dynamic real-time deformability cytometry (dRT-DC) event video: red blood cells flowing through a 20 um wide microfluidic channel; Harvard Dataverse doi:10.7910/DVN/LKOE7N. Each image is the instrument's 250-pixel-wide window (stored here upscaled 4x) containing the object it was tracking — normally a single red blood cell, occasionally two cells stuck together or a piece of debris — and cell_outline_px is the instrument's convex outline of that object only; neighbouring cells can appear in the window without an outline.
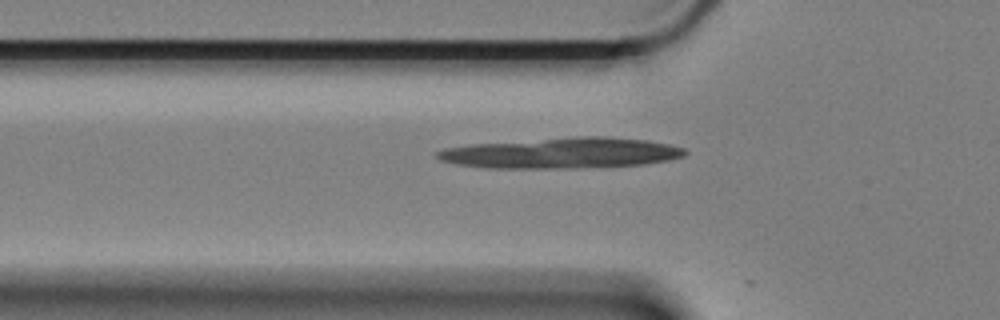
{"species": "Egyptian fruit bat (a non-hibernating species)", "species_latin": "Rousettus aegyptiacus", "temperature_condition": "cold", "stored_images_in_passage": 39, "camera_frame_rate_fps": 3000, "um_per_image_px": 0.085, "animal": {"sex": "female"}, "frame": {"image": 1, "passage_image": 5, "time_ms": 1.333, "image_size_px": [1000, 320], "cell_outline_px": [[684, 152], [676, 156], [656, 160], [624, 164], [476, 164], [452, 160], [444, 156], [444, 152], [464, 148], [564, 140], [628, 140], [656, 144], [672, 148]], "centroid_in_image_um": [48.02, 13.0], "position_along_channel_um": 77.8, "area_um2": 32.71}}
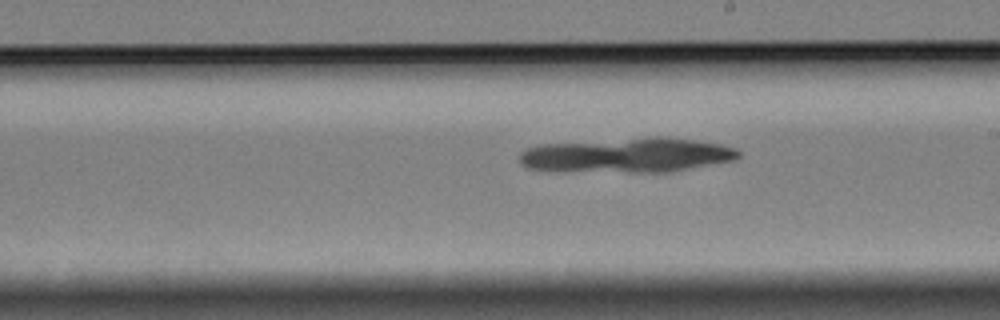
{"frame": {"image": 2, "passage_image": 19, "time_ms": 6.0, "image_size_px": [1000, 320], "cell_outline_px": [[736, 152], [732, 156], [712, 160], [668, 168], [556, 168], [532, 164], [524, 160], [524, 156], [528, 152], [544, 148], [652, 140], [660, 140], [700, 144], [720, 148]], "centroid_in_image_um": [53.27, 13.19], "position_along_channel_um": 235.7, "area_um2": 31.79}}
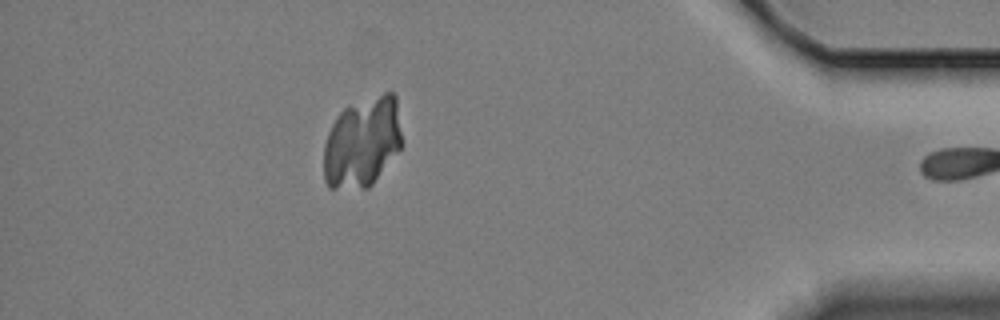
{"frame": {"image": 3, "passage_image": 38, "time_ms": 12.333, "image_size_px": [1000, 320], "cell_outline_px": [[400, 148], [372, 180], [368, 184], [328, 184], [324, 172], [324, 156], [328, 140], [332, 128], [340, 116], [344, 112], [388, 92], [392, 96], [400, 136]], "centroid_in_image_um": [30.79, 12.1], "position_along_channel_um": 404.4, "area_um2": 36.41}}